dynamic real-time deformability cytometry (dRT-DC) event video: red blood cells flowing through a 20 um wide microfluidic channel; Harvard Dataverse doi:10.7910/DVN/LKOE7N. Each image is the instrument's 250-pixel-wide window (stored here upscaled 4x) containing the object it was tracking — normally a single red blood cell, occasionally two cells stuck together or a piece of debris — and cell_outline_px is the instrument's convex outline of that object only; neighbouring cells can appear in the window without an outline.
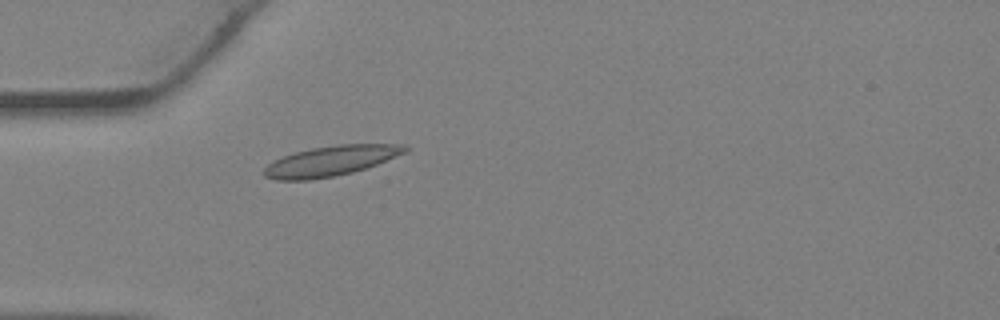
{"species": "Egyptian fruit bat (a non-hibernating species)", "species_latin": "Rousettus aegyptiacus", "temperature_condition": "warm", "stored_images_in_passage": 27, "camera_frame_rate_fps": 3000, "um_per_image_px": 0.085, "animal": {"sex": "female"}, "frame": {"image": 1, "passage_image": 2, "time_ms": 0.333, "image_size_px": [1000, 320], "cell_outline_px": [[408, 152], [376, 164], [352, 172], [312, 180], [276, 180], [264, 176], [264, 168], [268, 164], [284, 156], [296, 152], [312, 148], [340, 144], [404, 144], [408, 148]], "centroid_in_image_um": [28.13, 13.67], "position_along_channel_um": 56.9, "area_um2": 24.45}}
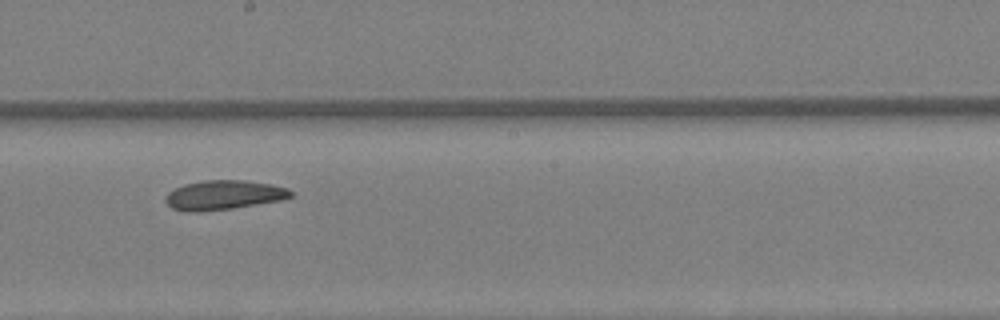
{"frame": {"image": 2, "passage_image": 12, "time_ms": 3.667, "image_size_px": [1000, 320], "cell_outline_px": [[292, 196], [280, 200], [232, 208], [200, 212], [188, 212], [172, 208], [164, 200], [168, 192], [184, 184], [204, 180], [244, 180], [272, 184], [288, 188], [292, 192]], "centroid_in_image_um": [19.0, 16.57], "position_along_channel_um": 229.2, "area_um2": 21.39}}
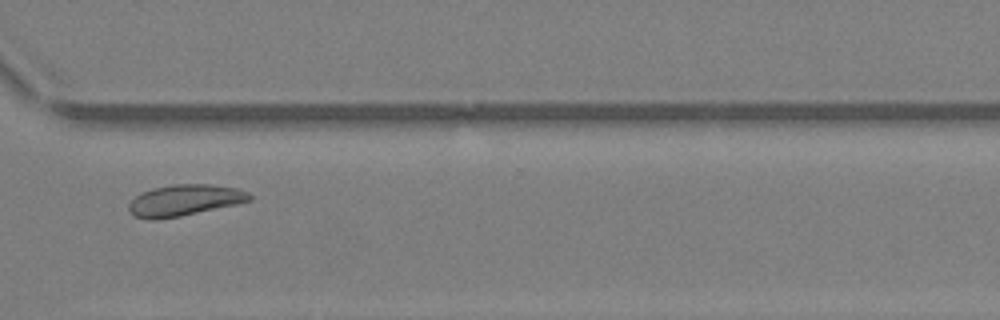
{"frame": {"image": 3, "passage_image": 19, "time_ms": 6.0, "image_size_px": [1000, 320], "cell_outline_px": [[252, 200], [236, 204], [180, 216], [156, 220], [148, 220], [132, 216], [128, 208], [128, 204], [136, 196], [152, 188], [172, 184], [208, 184], [236, 188], [248, 192], [252, 196]], "centroid_in_image_um": [15.65, 17.03], "position_along_channel_um": 354.9, "area_um2": 21.96}}